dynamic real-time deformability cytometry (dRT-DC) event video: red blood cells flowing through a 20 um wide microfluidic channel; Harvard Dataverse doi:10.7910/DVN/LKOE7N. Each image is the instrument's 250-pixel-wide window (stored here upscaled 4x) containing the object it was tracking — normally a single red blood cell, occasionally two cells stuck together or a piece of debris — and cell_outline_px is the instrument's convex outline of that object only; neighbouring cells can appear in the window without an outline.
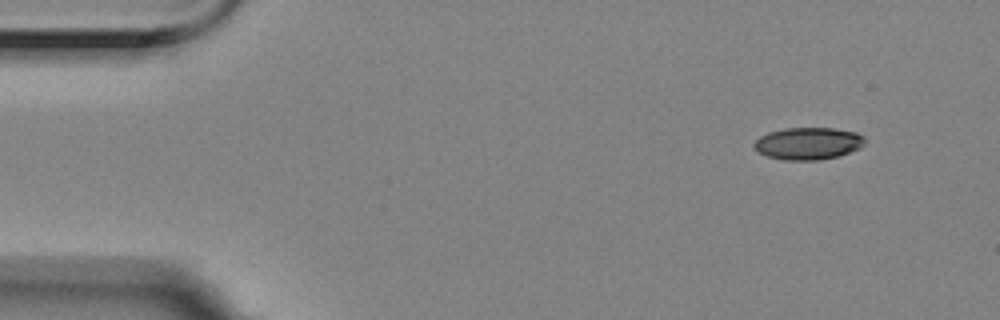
{"species": "Egyptian fruit bat (a non-hibernating species)", "species_latin": "Rousettus aegyptiacus", "temperature_condition": "room temperature", "stored_images_in_passage": 53, "camera_frame_rate_fps": 3000, "um_per_image_px": 0.085, "animal": {"sex": "female"}, "frame": {"image": 1, "passage_image": 1, "time_ms": 0.0, "image_size_px": [1000, 320], "cell_outline_px": [[864, 144], [860, 148], [836, 156], [820, 160], [784, 160], [768, 156], [760, 152], [752, 144], [760, 136], [768, 132], [784, 128], [836, 128], [856, 132], [864, 136]], "centroid_in_image_um": [68.7, 12.18], "position_along_channel_um": 16.3, "area_um2": 20.69}}
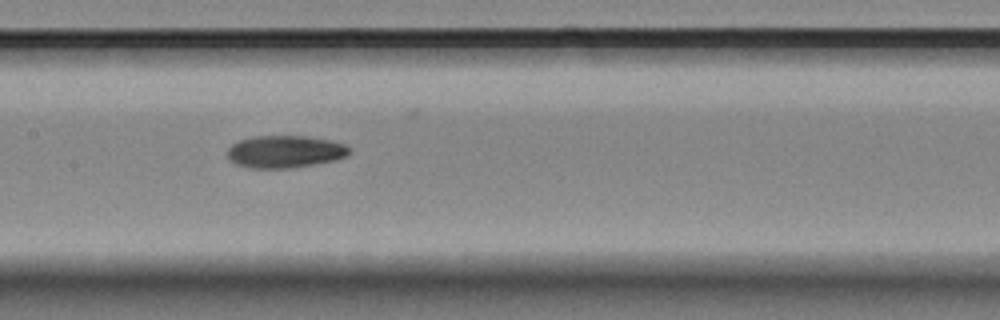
{"frame": {"image": 2, "passage_image": 23, "time_ms": 7.333, "image_size_px": [1000, 320], "cell_outline_px": [[352, 152], [348, 156], [336, 160], [316, 164], [288, 168], [248, 168], [236, 164], [228, 160], [228, 148], [232, 144], [240, 140], [256, 136], [304, 136], [328, 140], [344, 144]], "centroid_in_image_um": [24.22, 12.9], "position_along_channel_um": 183.2, "area_um2": 23.0}}
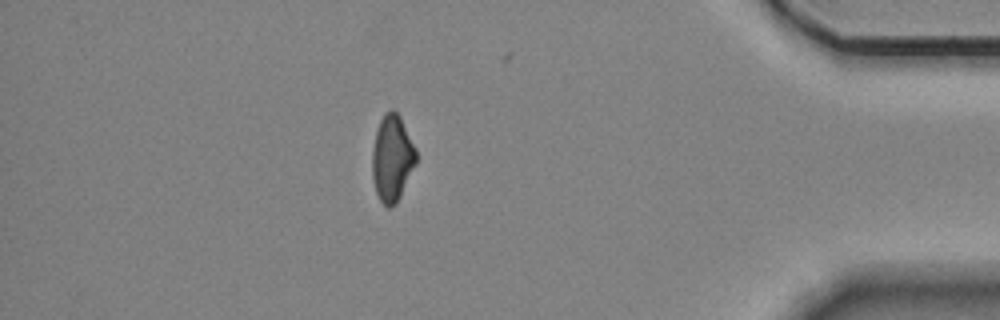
{"frame": {"image": 3, "passage_image": 45, "time_ms": 14.667, "image_size_px": [1000, 320], "cell_outline_px": [[416, 164], [396, 204], [388, 208], [380, 200], [376, 192], [372, 176], [372, 148], [376, 132], [380, 120], [384, 112], [392, 108], [400, 116], [416, 148]], "centroid_in_image_um": [33.33, 13.43], "position_along_channel_um": 401.9, "area_um2": 22.14}}